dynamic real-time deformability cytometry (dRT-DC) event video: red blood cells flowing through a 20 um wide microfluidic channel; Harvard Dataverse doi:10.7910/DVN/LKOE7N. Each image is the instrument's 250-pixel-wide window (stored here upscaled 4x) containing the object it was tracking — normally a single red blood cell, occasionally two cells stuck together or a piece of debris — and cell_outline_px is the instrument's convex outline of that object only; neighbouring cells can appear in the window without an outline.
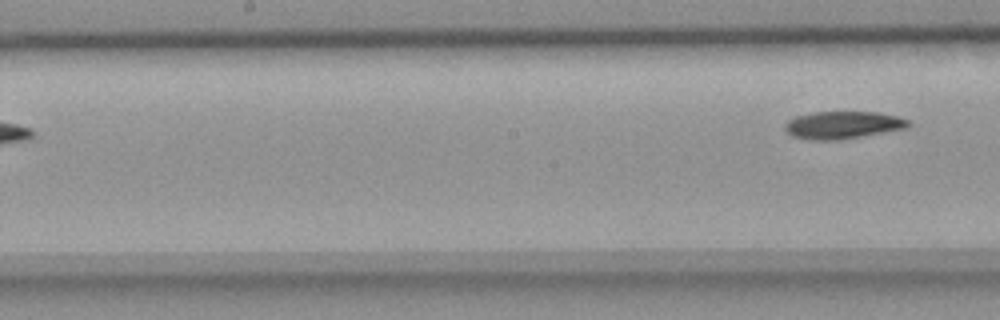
{"species": "common noctule bat (a hibernating species)", "species_latin": "Nyctalus noctula", "temperature_condition": "room temperature", "stored_images_in_passage": 9, "segment_of_instrument_passage": [2, 2], "camera_frame_rate_fps": 3000, "um_per_image_px": 0.085, "animal": {"sex": "female", "body_mass_g": 18.4}, "frame": {"image": 1, "passage_image": 9, "time_ms": 2.667, "image_size_px": [1000, 320], "cell_outline_px": [[912, 124], [908, 128], [836, 140], [812, 140], [792, 136], [784, 128], [784, 124], [788, 120], [796, 116], [812, 112], [880, 112], [896, 116], [908, 120]], "centroid_in_image_um": [71.64, 10.62], "position_along_channel_um": 176.6, "area_um2": 19.71}}